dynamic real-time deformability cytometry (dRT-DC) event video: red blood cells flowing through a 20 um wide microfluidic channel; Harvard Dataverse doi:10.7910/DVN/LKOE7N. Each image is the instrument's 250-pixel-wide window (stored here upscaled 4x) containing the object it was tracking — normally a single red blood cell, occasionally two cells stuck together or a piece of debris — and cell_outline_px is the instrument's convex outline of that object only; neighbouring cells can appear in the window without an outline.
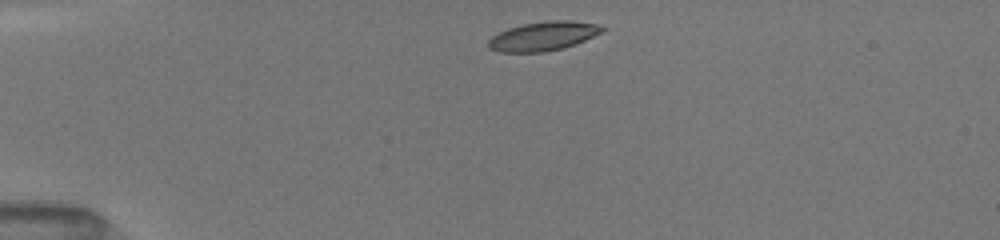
{"species": "common noctule bat (a hibernating species)", "species_latin": "Nyctalus noctula", "temperature_condition": "room temperature", "stored_images_in_passage": 43, "camera_frame_rate_fps": 3000, "um_per_image_px": 0.085, "animal": {"sex": "female", "body_mass_g": 19.5, "forearm_length_mm": 54.1}, "frame": {"image": 1, "passage_image": 1, "time_ms": 0.0, "image_size_px": [1000, 240], "cell_outline_px": [[608, 28], [604, 32], [576, 44], [564, 48], [544, 52], [500, 52], [488, 48], [488, 40], [492, 36], [508, 28], [524, 24], [552, 20], [572, 20], [596, 24]], "centroid_in_image_um": [46.22, 3.07], "position_along_channel_um": 38.8, "area_um2": 19.42}}
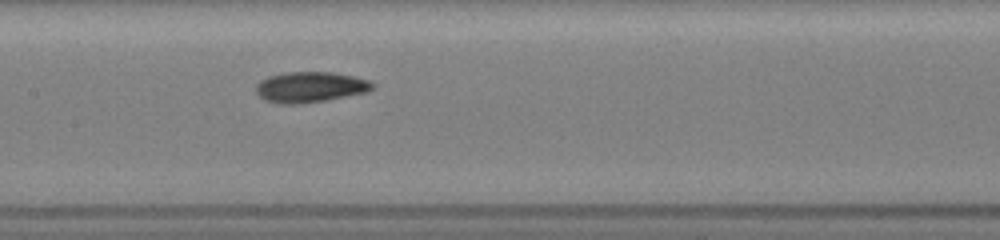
{"frame": {"image": 2, "passage_image": 15, "time_ms": 4.667, "image_size_px": [1000, 240], "cell_outline_px": [[376, 84], [368, 92], [328, 100], [300, 104], [280, 104], [264, 100], [256, 92], [256, 84], [260, 80], [268, 76], [284, 72], [332, 72], [352, 76], [368, 80]], "centroid_in_image_um": [26.35, 7.41], "position_along_channel_um": 181.0, "area_um2": 20.98}}
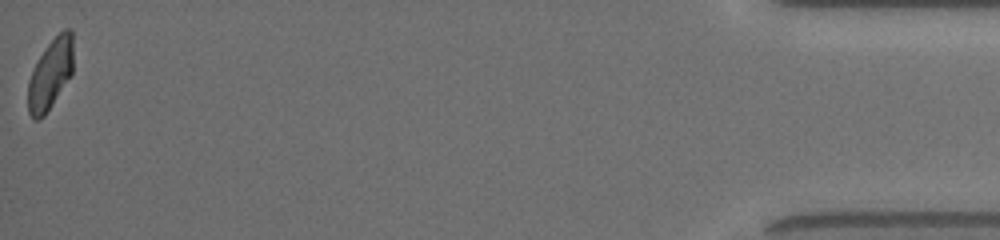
{"frame": {"image": 3, "passage_image": 42, "time_ms": 13.0, "image_size_px": [1000, 240], "cell_outline_px": [[72, 72], [52, 104], [44, 116], [40, 120], [36, 120], [28, 112], [28, 80], [32, 68], [48, 44], [64, 28], [68, 28], [72, 32]], "centroid_in_image_um": [4.25, 6.3], "position_along_channel_um": 430.9, "area_um2": 18.21}, "authors_computed_cell_mechanics": {"area_um2": 19.4208, "velocity_mm_per_s": 4.0353, "shape_relaxation_time_tau1_ms": 3.0736, "shape_relaxation_time_tau2_ms": 2.8241, "deformation_change_tau1": 0.1352, "deformation_change_tau2": 0.0864}}